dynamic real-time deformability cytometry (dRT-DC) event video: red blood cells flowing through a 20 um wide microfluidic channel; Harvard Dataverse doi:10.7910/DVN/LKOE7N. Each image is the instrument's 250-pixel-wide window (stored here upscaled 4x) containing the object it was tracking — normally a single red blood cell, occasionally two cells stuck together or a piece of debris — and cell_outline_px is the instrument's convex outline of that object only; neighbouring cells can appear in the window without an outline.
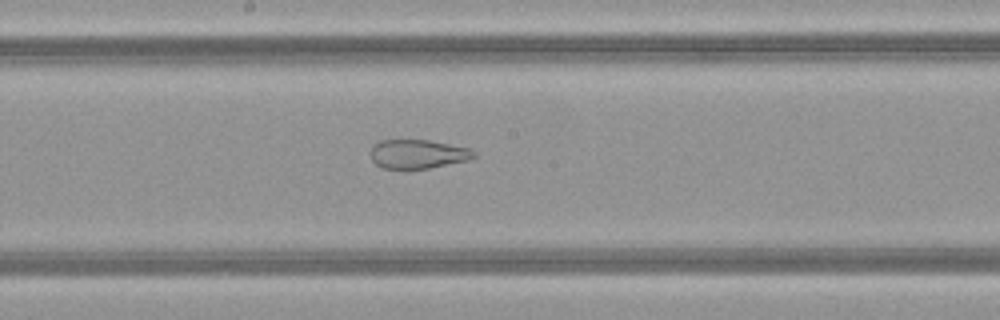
{"species": "common noctule bat (a hibernating species)", "species_latin": "Nyctalus noctula", "temperature_condition": "warm", "stored_images_in_passage": 50, "camera_frame_rate_fps": 3000, "um_per_image_px": 0.085, "animal": {"sex": "female", "body_mass_g": 21.9}, "frame": {"image": 1, "passage_image": 27, "time_ms": 8.667, "image_size_px": [1000, 320], "cell_outline_px": [[476, 156], [468, 160], [408, 172], [384, 168], [376, 164], [372, 160], [372, 148], [380, 140], [428, 140], [472, 148], [476, 152]], "centroid_in_image_um": [35.54, 13.13], "position_along_channel_um": 212.7, "area_um2": 17.86}}
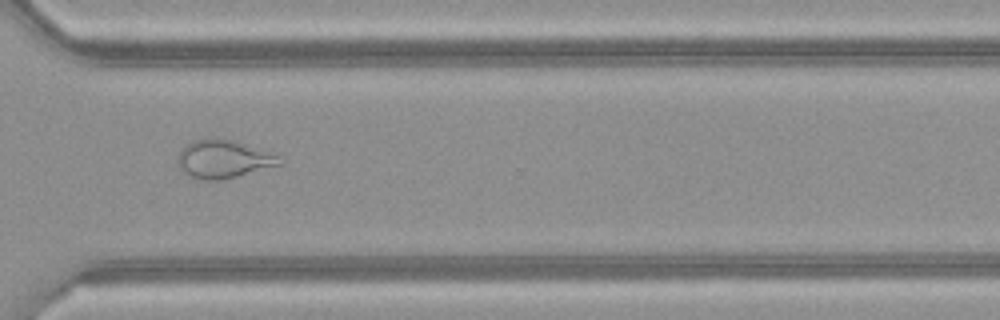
{"frame": {"image": 2, "passage_image": 37, "time_ms": 12.0, "image_size_px": [1000, 320], "cell_outline_px": [[284, 164], [224, 180], [204, 180], [188, 176], [180, 168], [180, 152], [192, 140], [204, 136], [212, 136], [232, 140], [244, 144], [276, 156]], "centroid_in_image_um": [18.97, 13.52], "position_along_channel_um": 351.6, "area_um2": 22.43}}
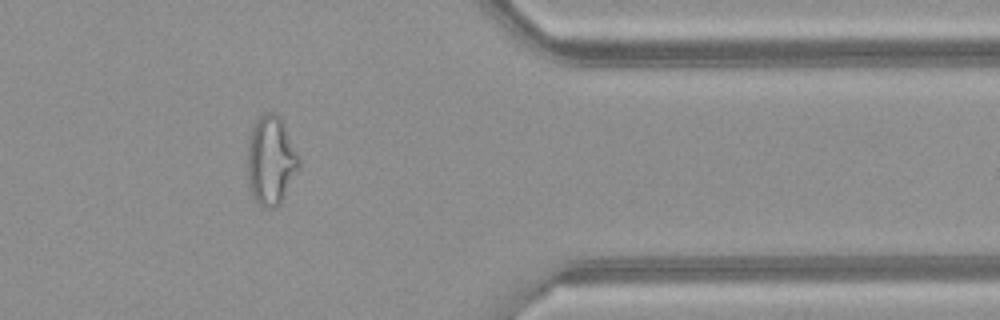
{"frame": {"image": 3, "passage_image": 41, "time_ms": 13.333, "image_size_px": [1000, 320], "cell_outline_px": [[300, 168], [280, 204], [276, 208], [260, 208], [252, 196], [248, 184], [248, 136], [256, 120], [264, 112], [276, 112], [280, 116], [300, 156]], "centroid_in_image_um": [23.04, 13.65], "position_along_channel_um": 388.4, "area_um2": 27.28}, "authors_computed_cell_mechanics": {"area_um2": 27.7729, "velocity_mm_per_s": 4.1727, "shape_relaxation_time_tau1_ms": null, "shape_relaxation_time_tau2_ms": 1.6629, "deformation_change_tau1": null, "deformation_change_tau2": 0.1039}}